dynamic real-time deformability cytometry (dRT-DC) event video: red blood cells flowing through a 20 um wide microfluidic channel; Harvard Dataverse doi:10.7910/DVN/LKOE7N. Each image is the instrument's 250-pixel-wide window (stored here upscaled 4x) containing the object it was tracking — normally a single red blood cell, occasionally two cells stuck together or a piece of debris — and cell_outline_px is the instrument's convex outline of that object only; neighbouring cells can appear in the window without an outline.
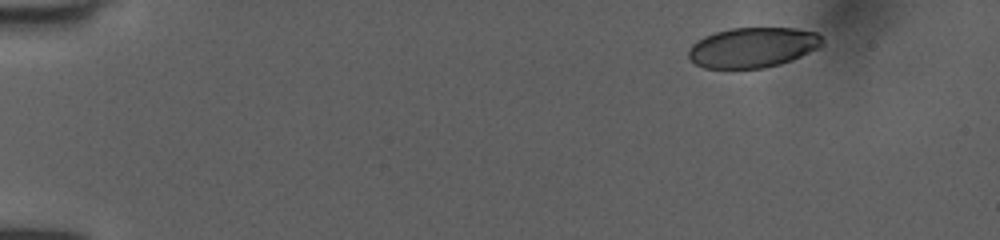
{"species": "human", "species_latin": "Homo sapiens", "temperature_condition": "room temperature", "stored_images_in_passage": 6, "camera_frame_rate_fps": 3000, "um_per_image_px": 0.085, "donor": {"sex": "female"}, "frame": {"image": 1, "passage_image": 1, "time_ms": 0.0, "image_size_px": [1000, 240], "cell_outline_px": [[824, 40], [816, 48], [792, 60], [780, 64], [764, 68], [704, 68], [696, 64], [688, 56], [688, 52], [692, 44], [704, 36], [716, 32], [732, 28], [792, 28], [816, 32]], "centroid_in_image_um": [63.96, 4.03], "position_along_channel_um": 21.0, "area_um2": 30.98}}
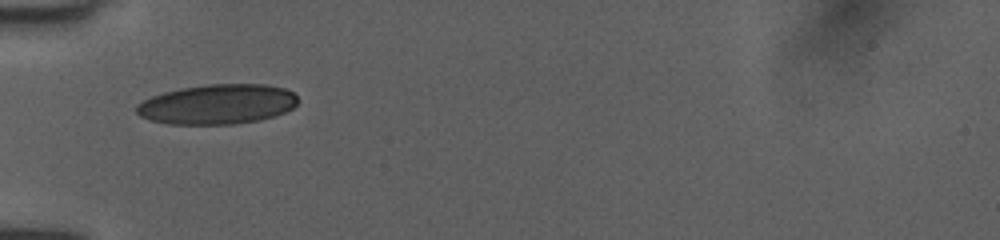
{"frame": {"image": 2, "passage_image": 5, "time_ms": 1.333, "image_size_px": [1000, 240], "cell_outline_px": [[300, 100], [292, 108], [284, 112], [272, 116], [256, 120], [232, 124], [168, 124], [152, 120], [140, 116], [136, 112], [136, 104], [152, 96], [164, 92], [180, 88], [204, 84], [264, 84], [284, 88], [292, 92]], "centroid_in_image_um": [18.46, 8.85], "position_along_channel_um": 66.5, "area_um2": 37.4}}